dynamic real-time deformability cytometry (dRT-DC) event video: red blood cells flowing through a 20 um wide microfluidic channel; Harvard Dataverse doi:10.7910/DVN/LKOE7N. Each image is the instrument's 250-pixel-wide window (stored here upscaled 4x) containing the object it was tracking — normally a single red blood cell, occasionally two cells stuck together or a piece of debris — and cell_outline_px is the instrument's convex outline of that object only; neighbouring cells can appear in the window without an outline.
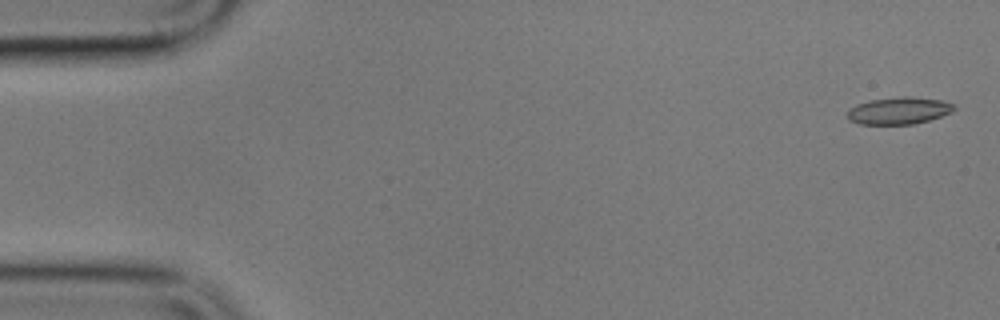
{"species": "common noctule bat (a hibernating species)", "species_latin": "Nyctalus noctula", "temperature_condition": "cold", "stored_images_in_passage": 5, "camera_frame_rate_fps": 3000, "um_per_image_px": 0.085, "animal": {"sex": "male", "body_mass_g": 17.9}, "frame": {"image": 1, "passage_image": 1, "time_ms": 0.0, "image_size_px": [1000, 320], "cell_outline_px": [[956, 108], [952, 112], [928, 120], [912, 124], [860, 124], [848, 120], [848, 108], [856, 104], [868, 100], [900, 96], [912, 96], [940, 100], [956, 104]], "centroid_in_image_um": [76.39, 9.39], "position_along_channel_um": 8.6, "area_um2": 16.99}}
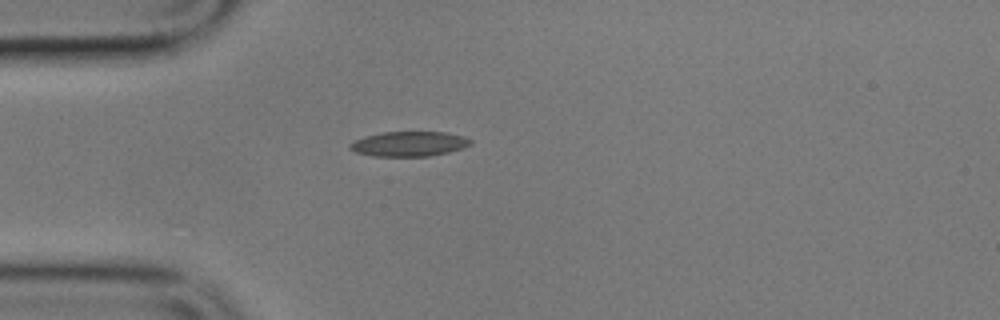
{"frame": {"image": 2, "passage_image": 5, "time_ms": 4.667, "image_size_px": [1000, 320], "cell_outline_px": [[472, 144], [464, 148], [448, 152], [428, 156], [372, 156], [356, 152], [348, 148], [348, 144], [352, 140], [364, 136], [380, 132], [444, 132], [464, 136], [472, 140]], "centroid_in_image_um": [34.74, 12.22], "position_along_channel_um": 50.3, "area_um2": 17.69}}